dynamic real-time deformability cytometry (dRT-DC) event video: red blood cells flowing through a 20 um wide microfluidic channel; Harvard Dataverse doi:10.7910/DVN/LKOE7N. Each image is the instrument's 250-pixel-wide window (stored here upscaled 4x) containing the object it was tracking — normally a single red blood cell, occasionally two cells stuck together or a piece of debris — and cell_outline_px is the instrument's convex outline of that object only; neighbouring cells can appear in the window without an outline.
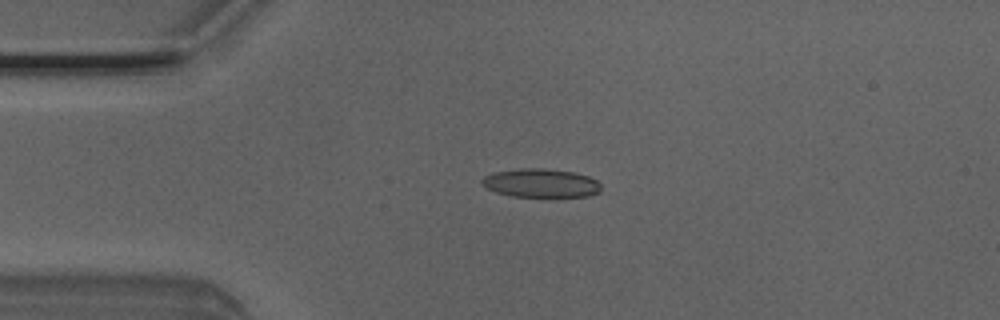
{"species": "Egyptian fruit bat (a non-hibernating species)", "species_latin": "Rousettus aegyptiacus", "temperature_condition": "room temperature", "stored_images_in_passage": 5, "camera_frame_rate_fps": 3000, "um_per_image_px": 0.085, "animal": {"sex": "male"}, "frame": {"image": 1, "passage_image": 4, "time_ms": 1.0, "image_size_px": [1000, 320], "cell_outline_px": [[600, 192], [588, 196], [512, 196], [496, 192], [480, 184], [480, 180], [484, 176], [492, 172], [524, 168], [544, 168], [572, 172], [588, 176], [596, 180], [600, 184]], "centroid_in_image_um": [45.94, 15.55], "position_along_channel_um": 39.1, "area_um2": 19.77}}